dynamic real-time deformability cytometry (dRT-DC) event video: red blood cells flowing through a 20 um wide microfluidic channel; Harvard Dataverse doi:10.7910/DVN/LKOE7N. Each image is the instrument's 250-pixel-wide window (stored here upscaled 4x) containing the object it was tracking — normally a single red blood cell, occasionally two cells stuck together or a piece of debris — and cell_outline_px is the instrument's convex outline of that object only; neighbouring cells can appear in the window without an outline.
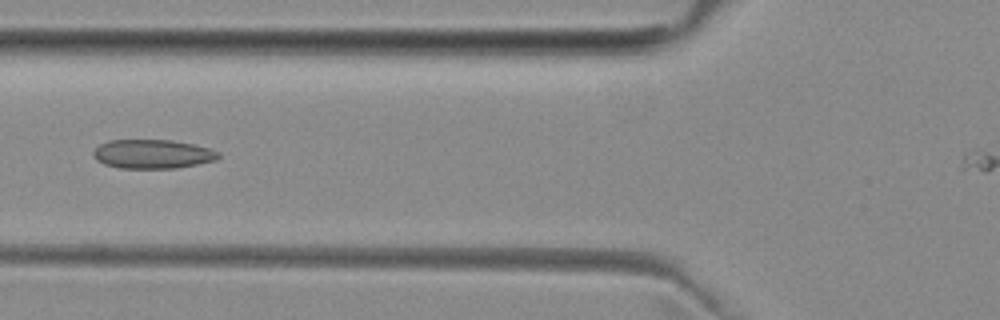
{"species": "common noctule bat (a hibernating species)", "species_latin": "Nyctalus noctula", "temperature_condition": "room temperature", "stored_images_in_passage": 6, "camera_frame_rate_fps": 3000, "um_per_image_px": 0.085, "animal": {"sex": "female", "body_mass_g": 29.2, "forearm_length_mm": 56.3}, "frame": {"image": 1, "passage_image": 6, "time_ms": 6.0, "image_size_px": [1000, 320], "cell_outline_px": [[220, 156], [216, 160], [176, 168], [120, 168], [104, 164], [96, 160], [92, 152], [100, 144], [108, 140], [172, 140], [192, 144], [208, 148], [220, 152]], "centroid_in_image_um": [12.95, 13.09], "position_along_channel_um": 112.8, "area_um2": 21.1}}